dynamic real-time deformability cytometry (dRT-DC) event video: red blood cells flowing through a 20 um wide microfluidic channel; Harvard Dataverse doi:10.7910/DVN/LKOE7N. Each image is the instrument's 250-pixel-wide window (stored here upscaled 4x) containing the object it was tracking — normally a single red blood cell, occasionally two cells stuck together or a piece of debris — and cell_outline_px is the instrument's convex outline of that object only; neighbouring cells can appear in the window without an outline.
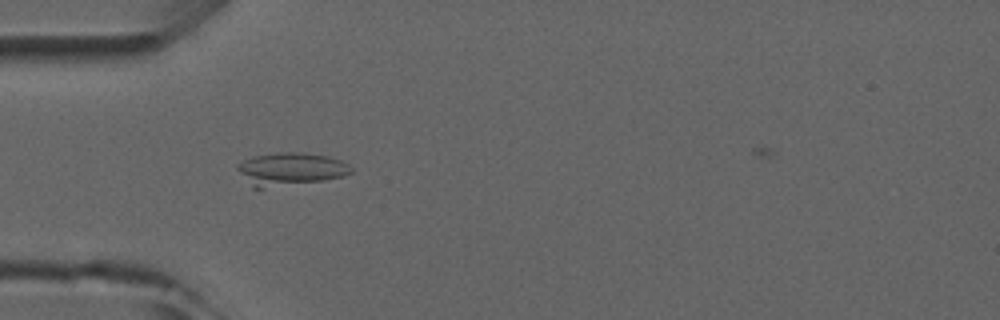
{"species": "common noctule bat (a hibernating species)", "species_latin": "Nyctalus noctula", "temperature_condition": "room temperature", "stored_images_in_passage": 7, "camera_frame_rate_fps": 3000, "um_per_image_px": 0.085, "animal": {"sex": "male", "forearm_length_mm": 52.5}, "frame": {"image": 1, "passage_image": 6, "time_ms": 5.667, "image_size_px": [1000, 320], "cell_outline_px": [[352, 172], [344, 176], [324, 180], [264, 188], [252, 188], [236, 168], [236, 164], [252, 156], [276, 152], [304, 152], [328, 156], [340, 160], [348, 164], [352, 168]], "centroid_in_image_um": [24.67, 14.36], "position_along_channel_um": 60.3, "area_um2": 21.91}}
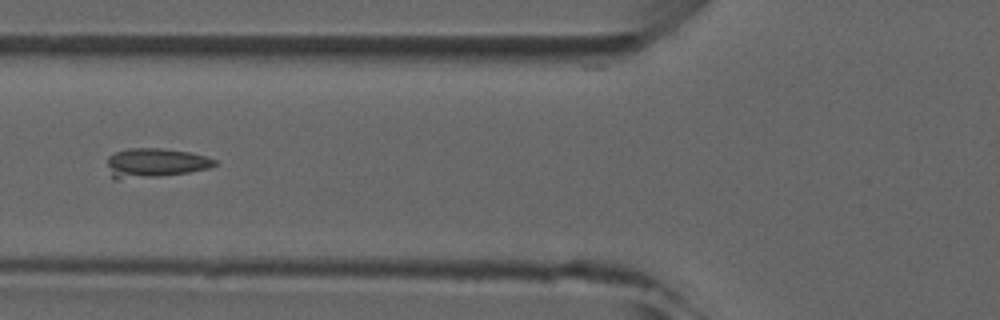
{"frame": {"image": 2, "passage_image": 7, "time_ms": 7.0, "image_size_px": [1000, 320], "cell_outline_px": [[216, 164], [208, 168], [188, 172], [156, 176], [116, 180], [112, 180], [108, 164], [108, 156], [116, 152], [128, 148], [164, 148], [188, 152], [208, 156], [216, 160]], "centroid_in_image_um": [13.17, 13.84], "position_along_channel_um": 112.6, "area_um2": 18.21}}